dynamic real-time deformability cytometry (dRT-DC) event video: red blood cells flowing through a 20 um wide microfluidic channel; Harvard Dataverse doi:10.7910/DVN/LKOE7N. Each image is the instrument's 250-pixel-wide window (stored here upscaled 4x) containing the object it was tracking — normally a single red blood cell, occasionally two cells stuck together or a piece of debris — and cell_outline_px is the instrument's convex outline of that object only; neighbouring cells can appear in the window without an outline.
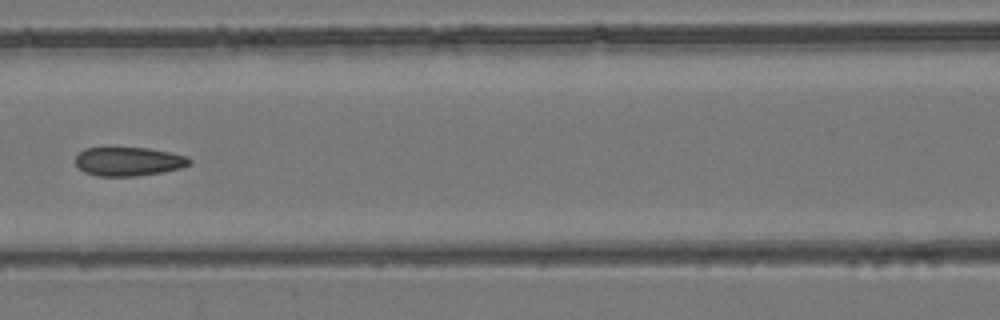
{"species": "common noctule bat (a hibernating species)", "species_latin": "Nyctalus noctula", "temperature_condition": "room temperature", "stored_images_in_passage": 7, "camera_frame_rate_fps": 3000, "um_per_image_px": 0.085, "animal": {"sex": "female", "body_mass_g": 24.6, "forearm_length_mm": 56.2}, "frame": {"image": 1, "passage_image": 7, "time_ms": 7.667, "image_size_px": [1000, 320], "cell_outline_px": [[192, 164], [180, 168], [160, 172], [136, 176], [96, 176], [84, 172], [76, 164], [76, 156], [84, 148], [112, 144], [148, 148], [172, 152], [188, 156], [192, 160]], "centroid_in_image_um": [10.9, 13.66], "position_along_channel_um": 155.7, "area_um2": 20.11}}